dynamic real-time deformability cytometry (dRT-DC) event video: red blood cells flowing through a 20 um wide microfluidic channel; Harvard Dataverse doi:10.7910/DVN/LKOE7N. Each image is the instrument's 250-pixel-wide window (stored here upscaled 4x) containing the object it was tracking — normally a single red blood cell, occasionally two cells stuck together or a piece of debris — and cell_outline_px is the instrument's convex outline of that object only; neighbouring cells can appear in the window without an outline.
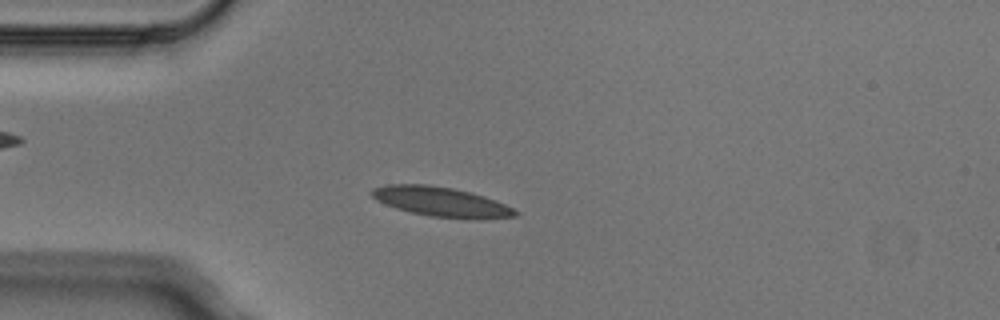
{"species": "Egyptian fruit bat (a non-hibernating species)", "species_latin": "Rousettus aegyptiacus", "temperature_condition": "cold", "stored_images_in_passage": 3, "camera_frame_rate_fps": 3000, "um_per_image_px": 0.085, "animal": {"sex": "male"}, "frame": {"image": 1, "passage_image": 3, "time_ms": 0.667, "image_size_px": [1000, 320], "cell_outline_px": [[520, 212], [516, 216], [480, 220], [472, 220], [428, 216], [396, 208], [376, 200], [368, 192], [372, 188], [388, 184], [428, 184], [452, 188], [472, 192], [484, 196], [504, 204]], "centroid_in_image_um": [37.51, 17.16], "position_along_channel_um": 47.5, "area_um2": 25.09}}